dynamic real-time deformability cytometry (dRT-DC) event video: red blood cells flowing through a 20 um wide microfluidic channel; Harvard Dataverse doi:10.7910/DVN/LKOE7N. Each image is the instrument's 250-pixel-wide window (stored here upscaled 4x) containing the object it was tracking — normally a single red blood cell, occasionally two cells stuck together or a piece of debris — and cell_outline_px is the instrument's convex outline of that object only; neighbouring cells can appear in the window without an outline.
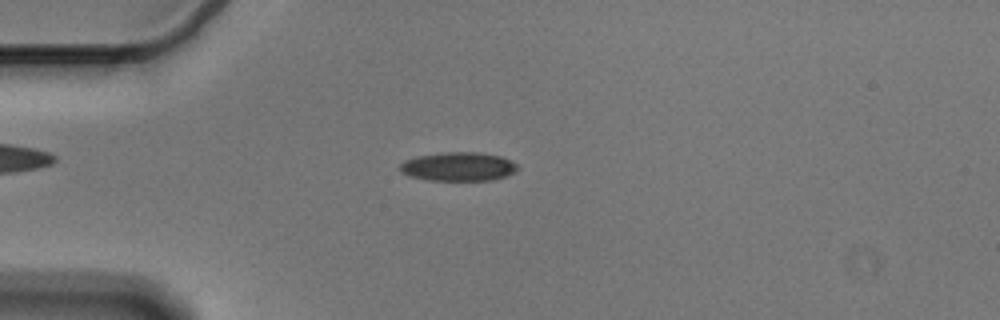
{"species": "Egyptian fruit bat (a non-hibernating species)", "species_latin": "Rousettus aegyptiacus", "temperature_condition": "cold", "stored_images_in_passage": 55, "camera_frame_rate_fps": 3000, "um_per_image_px": 0.085, "animal": {"sex": "male"}, "frame": {"image": 1, "passage_image": 14, "time_ms": 4.333, "image_size_px": [1000, 320], "cell_outline_px": [[520, 168], [516, 172], [508, 176], [492, 180], [428, 180], [408, 176], [400, 172], [400, 164], [404, 160], [416, 156], [444, 152], [480, 152], [500, 156], [512, 160]], "centroid_in_image_um": [38.98, 14.16], "position_along_channel_um": 46.0, "area_um2": 20.06}}
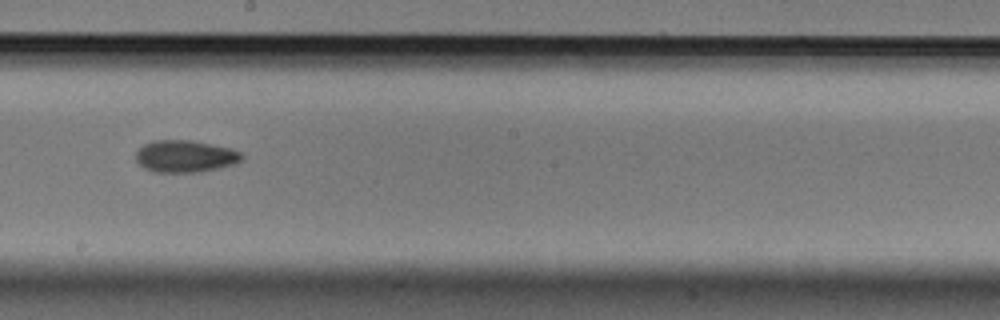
{"frame": {"image": 2, "passage_image": 31, "time_ms": 10.0, "image_size_px": [1000, 320], "cell_outline_px": [[244, 156], [236, 164], [220, 168], [200, 172], [152, 172], [144, 168], [136, 160], [136, 152], [144, 144], [152, 140], [192, 140], [232, 148], [240, 152]], "centroid_in_image_um": [15.76, 13.28], "position_along_channel_um": 232.4, "area_um2": 20.0}}
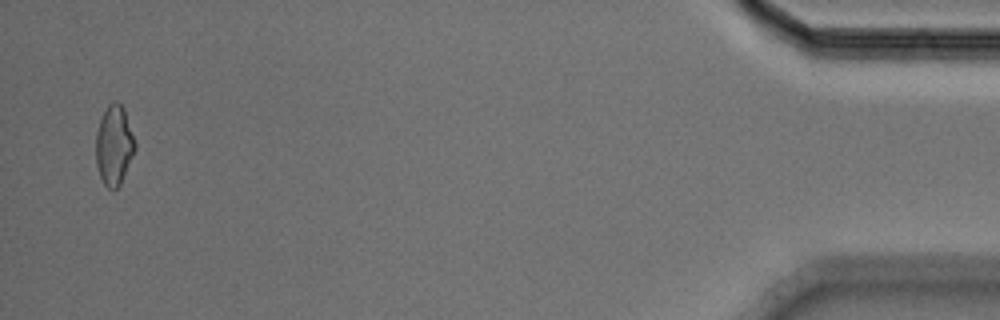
{"frame": {"image": 3, "passage_image": 54, "time_ms": 17.667, "image_size_px": [1000, 320], "cell_outline_px": [[136, 148], [120, 184], [116, 188], [108, 188], [104, 184], [100, 176], [96, 164], [96, 132], [100, 120], [108, 104], [112, 100], [116, 100], [124, 108], [136, 144]], "centroid_in_image_um": [9.69, 12.32], "position_along_channel_um": 425.5, "area_um2": 18.03}, "authors_computed_cell_mechanics": {"area_um2": 19.0162, "velocity_mm_per_s": 3.5943, "shape_relaxation_time_tau1_ms": 7.4492, "shape_relaxation_time_tau2_ms": null, "deformation_change_tau1": 0.1171, "deformation_change_tau2": null}}